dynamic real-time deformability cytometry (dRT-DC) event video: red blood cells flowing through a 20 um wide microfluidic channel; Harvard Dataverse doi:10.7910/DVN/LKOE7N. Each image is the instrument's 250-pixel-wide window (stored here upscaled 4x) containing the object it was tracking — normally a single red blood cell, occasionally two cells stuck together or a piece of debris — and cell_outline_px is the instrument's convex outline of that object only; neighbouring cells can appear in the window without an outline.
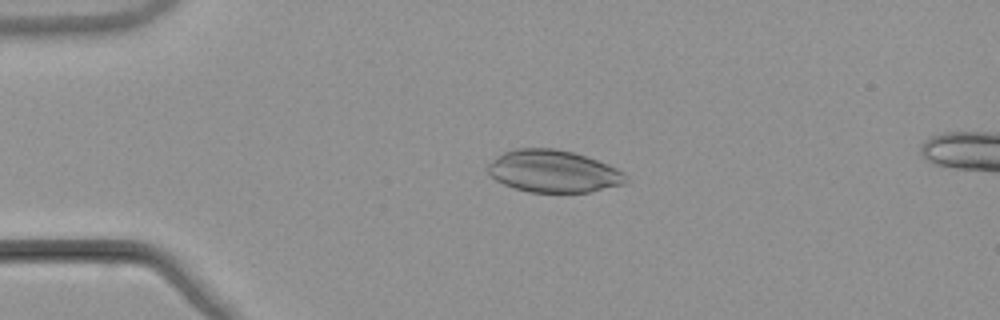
{"species": "common noctule bat (a hibernating species)", "species_latin": "Nyctalus noctula", "temperature_condition": "warm", "stored_images_in_passage": 17, "camera_frame_rate_fps": 3000, "um_per_image_px": 0.085, "animal": {"sex": "male", "body_mass_g": 21.5, "forearm_length_mm": 52.0}, "frame": {"image": 1, "passage_image": 12, "time_ms": 3.667, "image_size_px": [1000, 320], "cell_outline_px": [[632, 180], [624, 184], [588, 192], [528, 192], [504, 184], [496, 180], [488, 172], [488, 164], [496, 156], [504, 152], [516, 148], [552, 148], [572, 152], [608, 164], [624, 172]], "centroid_in_image_um": [47.06, 14.56], "position_along_channel_um": 37.9, "area_um2": 33.93}}